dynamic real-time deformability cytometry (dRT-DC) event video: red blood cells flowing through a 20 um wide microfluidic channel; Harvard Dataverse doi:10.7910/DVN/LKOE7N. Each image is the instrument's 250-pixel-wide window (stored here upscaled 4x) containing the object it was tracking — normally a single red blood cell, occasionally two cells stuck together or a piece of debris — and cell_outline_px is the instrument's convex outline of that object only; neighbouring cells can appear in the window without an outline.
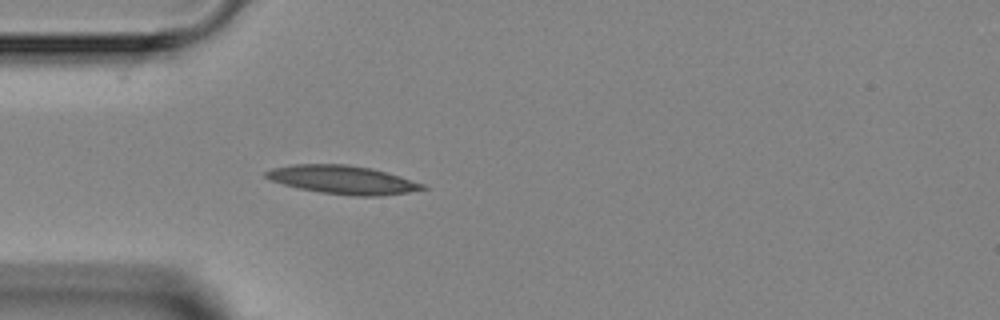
{"species": "Egyptian fruit bat (a non-hibernating species)", "species_latin": "Rousettus aegyptiacus", "temperature_condition": "room temperature", "stored_images_in_passage": 4, "camera_frame_rate_fps": 3000, "um_per_image_px": 0.085, "animal": {"sex": "female"}, "frame": {"image": 1, "passage_image": 4, "time_ms": 3.333, "image_size_px": [1000, 320], "cell_outline_px": [[428, 188], [408, 192], [380, 196], [356, 196], [320, 192], [300, 188], [284, 184], [272, 180], [264, 176], [264, 172], [272, 168], [292, 164], [348, 164], [372, 168], [388, 172], [424, 184]], "centroid_in_image_um": [29.15, 15.27], "position_along_channel_um": 55.9, "area_um2": 25.89}}